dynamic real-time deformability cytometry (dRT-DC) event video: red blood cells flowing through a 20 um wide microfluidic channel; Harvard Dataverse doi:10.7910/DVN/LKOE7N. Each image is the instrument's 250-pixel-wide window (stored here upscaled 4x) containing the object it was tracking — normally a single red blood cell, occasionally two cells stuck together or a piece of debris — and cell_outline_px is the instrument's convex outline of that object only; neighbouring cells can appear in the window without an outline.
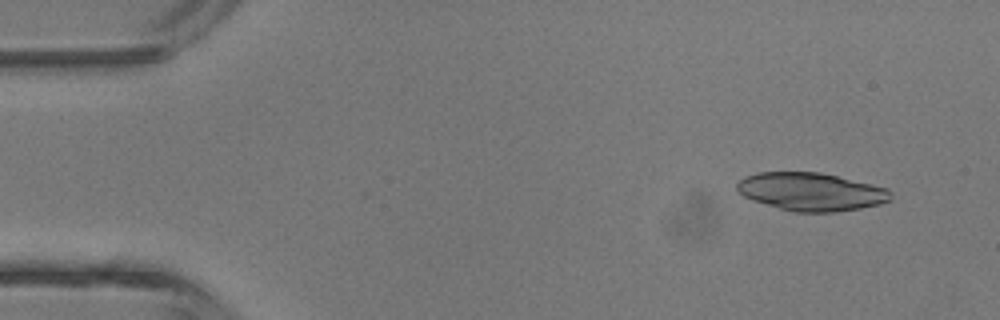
{"species": "common noctule bat (a hibernating species)", "species_latin": "Nyctalus noctula", "temperature_condition": "room temperature", "stored_images_in_passage": 4, "camera_frame_rate_fps": 3000, "um_per_image_px": 0.085, "animal": {"sex": "male", "body_mass_g": 13.3}, "frame": {"image": 1, "passage_image": 2, "time_ms": 1.0, "image_size_px": [1000, 320], "cell_outline_px": [[892, 200], [880, 204], [860, 208], [832, 212], [792, 212], [752, 200], [736, 192], [736, 184], [744, 176], [756, 172], [820, 172], [872, 184], [888, 188], [892, 192]], "centroid_in_image_um": [68.93, 16.29], "position_along_channel_um": 16.1, "area_um2": 34.33}}